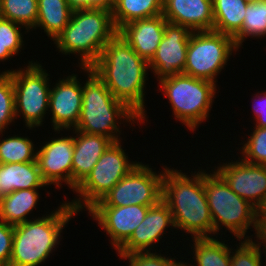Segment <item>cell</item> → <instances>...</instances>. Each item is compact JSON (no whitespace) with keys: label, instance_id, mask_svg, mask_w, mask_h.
Masks as SVG:
<instances>
[{"label":"cell","instance_id":"6da1fadb","mask_svg":"<svg viewBox=\"0 0 266 266\" xmlns=\"http://www.w3.org/2000/svg\"><path fill=\"white\" fill-rule=\"evenodd\" d=\"M90 68L116 99L144 120V87L149 65L122 36L117 33Z\"/></svg>","mask_w":266,"mask_h":266},{"label":"cell","instance_id":"7a4b0ae2","mask_svg":"<svg viewBox=\"0 0 266 266\" xmlns=\"http://www.w3.org/2000/svg\"><path fill=\"white\" fill-rule=\"evenodd\" d=\"M164 171L162 200L169 206L174 227L187 231L193 238L210 237L214 226L204 189V173L198 171L191 178L181 170L165 168Z\"/></svg>","mask_w":266,"mask_h":266},{"label":"cell","instance_id":"3957f363","mask_svg":"<svg viewBox=\"0 0 266 266\" xmlns=\"http://www.w3.org/2000/svg\"><path fill=\"white\" fill-rule=\"evenodd\" d=\"M117 33L112 11L104 8L76 9L54 43L64 54L79 53L81 67H91Z\"/></svg>","mask_w":266,"mask_h":266},{"label":"cell","instance_id":"277c9868","mask_svg":"<svg viewBox=\"0 0 266 266\" xmlns=\"http://www.w3.org/2000/svg\"><path fill=\"white\" fill-rule=\"evenodd\" d=\"M77 212L67 202L46 217L14 226L9 266H38L59 243L61 230Z\"/></svg>","mask_w":266,"mask_h":266},{"label":"cell","instance_id":"5b68a950","mask_svg":"<svg viewBox=\"0 0 266 266\" xmlns=\"http://www.w3.org/2000/svg\"><path fill=\"white\" fill-rule=\"evenodd\" d=\"M83 69L89 74L82 87V108L75 130L106 136L113 142H119L118 135H115L117 132L120 133L116 120L124 118L130 122L140 119L123 102L114 97L90 67Z\"/></svg>","mask_w":266,"mask_h":266},{"label":"cell","instance_id":"8992f818","mask_svg":"<svg viewBox=\"0 0 266 266\" xmlns=\"http://www.w3.org/2000/svg\"><path fill=\"white\" fill-rule=\"evenodd\" d=\"M204 189L214 226V234L223 225L240 241L250 225L257 229V209L232 191L215 171L204 173ZM221 224V225H219Z\"/></svg>","mask_w":266,"mask_h":266},{"label":"cell","instance_id":"52a82bcc","mask_svg":"<svg viewBox=\"0 0 266 266\" xmlns=\"http://www.w3.org/2000/svg\"><path fill=\"white\" fill-rule=\"evenodd\" d=\"M159 84L171 103L176 119L190 130L194 131L199 123L206 120L216 92L215 83L179 73L161 79Z\"/></svg>","mask_w":266,"mask_h":266},{"label":"cell","instance_id":"ba28073f","mask_svg":"<svg viewBox=\"0 0 266 266\" xmlns=\"http://www.w3.org/2000/svg\"><path fill=\"white\" fill-rule=\"evenodd\" d=\"M237 49L231 36L213 30L192 31L183 74L216 83L215 76Z\"/></svg>","mask_w":266,"mask_h":266},{"label":"cell","instance_id":"9c48e42d","mask_svg":"<svg viewBox=\"0 0 266 266\" xmlns=\"http://www.w3.org/2000/svg\"><path fill=\"white\" fill-rule=\"evenodd\" d=\"M119 142H113L99 158L91 173L75 189L81 198L69 202L76 212L100 201L137 164L128 161ZM84 202V203H83ZM82 203V204H81ZM85 205V206H84ZM83 206V207H82Z\"/></svg>","mask_w":266,"mask_h":266},{"label":"cell","instance_id":"30bf717a","mask_svg":"<svg viewBox=\"0 0 266 266\" xmlns=\"http://www.w3.org/2000/svg\"><path fill=\"white\" fill-rule=\"evenodd\" d=\"M12 77L16 118L22 113L26 126H41L49 108L48 74L38 63L29 62L26 70L5 71ZM48 77V78H47Z\"/></svg>","mask_w":266,"mask_h":266},{"label":"cell","instance_id":"8fae6325","mask_svg":"<svg viewBox=\"0 0 266 266\" xmlns=\"http://www.w3.org/2000/svg\"><path fill=\"white\" fill-rule=\"evenodd\" d=\"M163 173L157 175L149 166L137 164L93 206H155L162 200Z\"/></svg>","mask_w":266,"mask_h":266},{"label":"cell","instance_id":"7c38bea8","mask_svg":"<svg viewBox=\"0 0 266 266\" xmlns=\"http://www.w3.org/2000/svg\"><path fill=\"white\" fill-rule=\"evenodd\" d=\"M191 33L188 27L166 23L164 36L155 55L148 62L159 81L183 73Z\"/></svg>","mask_w":266,"mask_h":266},{"label":"cell","instance_id":"4fadbf2b","mask_svg":"<svg viewBox=\"0 0 266 266\" xmlns=\"http://www.w3.org/2000/svg\"><path fill=\"white\" fill-rule=\"evenodd\" d=\"M216 172L230 189L258 209L266 199V165L240 160L218 167Z\"/></svg>","mask_w":266,"mask_h":266},{"label":"cell","instance_id":"5bb4252c","mask_svg":"<svg viewBox=\"0 0 266 266\" xmlns=\"http://www.w3.org/2000/svg\"><path fill=\"white\" fill-rule=\"evenodd\" d=\"M149 206H92L89 213L111 237L112 245L119 249L145 219Z\"/></svg>","mask_w":266,"mask_h":266},{"label":"cell","instance_id":"9a60e30c","mask_svg":"<svg viewBox=\"0 0 266 266\" xmlns=\"http://www.w3.org/2000/svg\"><path fill=\"white\" fill-rule=\"evenodd\" d=\"M73 152L74 137L53 139L36 152V161L47 185L55 183L60 187L64 181L72 188Z\"/></svg>","mask_w":266,"mask_h":266},{"label":"cell","instance_id":"2e32d148","mask_svg":"<svg viewBox=\"0 0 266 266\" xmlns=\"http://www.w3.org/2000/svg\"><path fill=\"white\" fill-rule=\"evenodd\" d=\"M82 84L76 75L62 79L50 89L49 108L56 131L76 128L82 108Z\"/></svg>","mask_w":266,"mask_h":266},{"label":"cell","instance_id":"e0dca14e","mask_svg":"<svg viewBox=\"0 0 266 266\" xmlns=\"http://www.w3.org/2000/svg\"><path fill=\"white\" fill-rule=\"evenodd\" d=\"M167 225L174 227L173 217L169 206L161 200L158 204L149 208L145 219L117 250L119 256L150 252V250H147L148 247L162 238L161 235L168 227Z\"/></svg>","mask_w":266,"mask_h":266},{"label":"cell","instance_id":"ac0fdd59","mask_svg":"<svg viewBox=\"0 0 266 266\" xmlns=\"http://www.w3.org/2000/svg\"><path fill=\"white\" fill-rule=\"evenodd\" d=\"M162 15L167 22L191 31L213 30L212 0H163Z\"/></svg>","mask_w":266,"mask_h":266},{"label":"cell","instance_id":"d6986e66","mask_svg":"<svg viewBox=\"0 0 266 266\" xmlns=\"http://www.w3.org/2000/svg\"><path fill=\"white\" fill-rule=\"evenodd\" d=\"M167 20L161 14L147 19L133 20L118 30V34L133 50L149 62L164 36Z\"/></svg>","mask_w":266,"mask_h":266},{"label":"cell","instance_id":"ffe728a7","mask_svg":"<svg viewBox=\"0 0 266 266\" xmlns=\"http://www.w3.org/2000/svg\"><path fill=\"white\" fill-rule=\"evenodd\" d=\"M74 152L72 157V189L73 191L91 173L105 150L113 143L102 135L88 134L75 130Z\"/></svg>","mask_w":266,"mask_h":266},{"label":"cell","instance_id":"44dd1931","mask_svg":"<svg viewBox=\"0 0 266 266\" xmlns=\"http://www.w3.org/2000/svg\"><path fill=\"white\" fill-rule=\"evenodd\" d=\"M47 185L42 179L37 161L0 164V193L2 196L22 189Z\"/></svg>","mask_w":266,"mask_h":266},{"label":"cell","instance_id":"7402d4cb","mask_svg":"<svg viewBox=\"0 0 266 266\" xmlns=\"http://www.w3.org/2000/svg\"><path fill=\"white\" fill-rule=\"evenodd\" d=\"M37 189L39 188L22 189L2 196L0 220L12 226L28 221L26 216L33 211L39 200Z\"/></svg>","mask_w":266,"mask_h":266},{"label":"cell","instance_id":"603a6c76","mask_svg":"<svg viewBox=\"0 0 266 266\" xmlns=\"http://www.w3.org/2000/svg\"><path fill=\"white\" fill-rule=\"evenodd\" d=\"M213 31L234 37L245 18L248 3L244 0H212Z\"/></svg>","mask_w":266,"mask_h":266},{"label":"cell","instance_id":"cb8c5ba5","mask_svg":"<svg viewBox=\"0 0 266 266\" xmlns=\"http://www.w3.org/2000/svg\"><path fill=\"white\" fill-rule=\"evenodd\" d=\"M73 10L67 0H38V17L35 27H43L53 41L68 25Z\"/></svg>","mask_w":266,"mask_h":266},{"label":"cell","instance_id":"d4e9b609","mask_svg":"<svg viewBox=\"0 0 266 266\" xmlns=\"http://www.w3.org/2000/svg\"><path fill=\"white\" fill-rule=\"evenodd\" d=\"M163 0H117L112 10L113 23L117 30L125 24L161 15Z\"/></svg>","mask_w":266,"mask_h":266},{"label":"cell","instance_id":"484cf974","mask_svg":"<svg viewBox=\"0 0 266 266\" xmlns=\"http://www.w3.org/2000/svg\"><path fill=\"white\" fill-rule=\"evenodd\" d=\"M197 266H231V249L211 237L194 238Z\"/></svg>","mask_w":266,"mask_h":266},{"label":"cell","instance_id":"4316f807","mask_svg":"<svg viewBox=\"0 0 266 266\" xmlns=\"http://www.w3.org/2000/svg\"><path fill=\"white\" fill-rule=\"evenodd\" d=\"M266 35V0H259L247 5L241 30L233 37L239 48L242 42L250 37Z\"/></svg>","mask_w":266,"mask_h":266},{"label":"cell","instance_id":"83f0119b","mask_svg":"<svg viewBox=\"0 0 266 266\" xmlns=\"http://www.w3.org/2000/svg\"><path fill=\"white\" fill-rule=\"evenodd\" d=\"M2 16L26 27L35 29L38 17V0H1Z\"/></svg>","mask_w":266,"mask_h":266},{"label":"cell","instance_id":"f1b7e54d","mask_svg":"<svg viewBox=\"0 0 266 266\" xmlns=\"http://www.w3.org/2000/svg\"><path fill=\"white\" fill-rule=\"evenodd\" d=\"M33 143L27 137H9L0 141V164L36 161Z\"/></svg>","mask_w":266,"mask_h":266},{"label":"cell","instance_id":"f546056e","mask_svg":"<svg viewBox=\"0 0 266 266\" xmlns=\"http://www.w3.org/2000/svg\"><path fill=\"white\" fill-rule=\"evenodd\" d=\"M19 26L20 24L13 21L0 19V61L12 57L22 48L23 39Z\"/></svg>","mask_w":266,"mask_h":266},{"label":"cell","instance_id":"4dcf8cb0","mask_svg":"<svg viewBox=\"0 0 266 266\" xmlns=\"http://www.w3.org/2000/svg\"><path fill=\"white\" fill-rule=\"evenodd\" d=\"M16 119L15 95L12 77L3 72L0 74V133Z\"/></svg>","mask_w":266,"mask_h":266},{"label":"cell","instance_id":"1f68e13d","mask_svg":"<svg viewBox=\"0 0 266 266\" xmlns=\"http://www.w3.org/2000/svg\"><path fill=\"white\" fill-rule=\"evenodd\" d=\"M253 130L251 137L242 147V156L246 157L242 160L251 164L266 165V128L255 127Z\"/></svg>","mask_w":266,"mask_h":266},{"label":"cell","instance_id":"d6a6232c","mask_svg":"<svg viewBox=\"0 0 266 266\" xmlns=\"http://www.w3.org/2000/svg\"><path fill=\"white\" fill-rule=\"evenodd\" d=\"M259 244L250 239L244 240L231 255V266H261V249Z\"/></svg>","mask_w":266,"mask_h":266},{"label":"cell","instance_id":"836d02e7","mask_svg":"<svg viewBox=\"0 0 266 266\" xmlns=\"http://www.w3.org/2000/svg\"><path fill=\"white\" fill-rule=\"evenodd\" d=\"M124 259H129V266H187L181 261L176 262L173 258H165L156 253L145 252V253H134L127 256H120Z\"/></svg>","mask_w":266,"mask_h":266},{"label":"cell","instance_id":"e575fe53","mask_svg":"<svg viewBox=\"0 0 266 266\" xmlns=\"http://www.w3.org/2000/svg\"><path fill=\"white\" fill-rule=\"evenodd\" d=\"M13 237L14 226L0 220V266H9Z\"/></svg>","mask_w":266,"mask_h":266},{"label":"cell","instance_id":"d590c367","mask_svg":"<svg viewBox=\"0 0 266 266\" xmlns=\"http://www.w3.org/2000/svg\"><path fill=\"white\" fill-rule=\"evenodd\" d=\"M116 1L117 0H67V3L72 10L104 8L112 11Z\"/></svg>","mask_w":266,"mask_h":266},{"label":"cell","instance_id":"8d00e7d4","mask_svg":"<svg viewBox=\"0 0 266 266\" xmlns=\"http://www.w3.org/2000/svg\"><path fill=\"white\" fill-rule=\"evenodd\" d=\"M257 98H259V103L253 107L254 114H256V126L255 127H261L266 128V91L263 93V95L260 97L259 95Z\"/></svg>","mask_w":266,"mask_h":266},{"label":"cell","instance_id":"74e56055","mask_svg":"<svg viewBox=\"0 0 266 266\" xmlns=\"http://www.w3.org/2000/svg\"><path fill=\"white\" fill-rule=\"evenodd\" d=\"M256 237L266 244V217H257ZM265 246L266 249V245Z\"/></svg>","mask_w":266,"mask_h":266},{"label":"cell","instance_id":"f35d334b","mask_svg":"<svg viewBox=\"0 0 266 266\" xmlns=\"http://www.w3.org/2000/svg\"><path fill=\"white\" fill-rule=\"evenodd\" d=\"M257 217H266V199L262 205L257 209Z\"/></svg>","mask_w":266,"mask_h":266},{"label":"cell","instance_id":"ab89813d","mask_svg":"<svg viewBox=\"0 0 266 266\" xmlns=\"http://www.w3.org/2000/svg\"><path fill=\"white\" fill-rule=\"evenodd\" d=\"M246 3L250 4V3H254V2H257L259 0H244Z\"/></svg>","mask_w":266,"mask_h":266},{"label":"cell","instance_id":"60d3db41","mask_svg":"<svg viewBox=\"0 0 266 266\" xmlns=\"http://www.w3.org/2000/svg\"><path fill=\"white\" fill-rule=\"evenodd\" d=\"M3 18L2 16V7H1V0H0V19Z\"/></svg>","mask_w":266,"mask_h":266},{"label":"cell","instance_id":"b9f144b4","mask_svg":"<svg viewBox=\"0 0 266 266\" xmlns=\"http://www.w3.org/2000/svg\"><path fill=\"white\" fill-rule=\"evenodd\" d=\"M1 200H2V194L0 193V204H1Z\"/></svg>","mask_w":266,"mask_h":266}]
</instances>
